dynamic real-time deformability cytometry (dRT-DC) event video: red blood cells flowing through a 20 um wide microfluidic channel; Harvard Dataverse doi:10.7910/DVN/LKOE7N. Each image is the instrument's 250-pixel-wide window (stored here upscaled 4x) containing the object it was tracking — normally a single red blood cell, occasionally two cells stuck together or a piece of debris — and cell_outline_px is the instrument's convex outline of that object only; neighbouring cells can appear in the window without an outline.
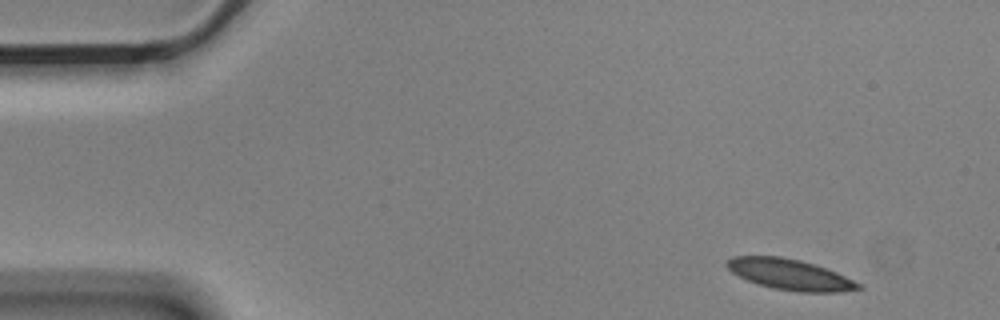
{"species": "Egyptian fruit bat (a non-hibernating species)", "species_latin": "Rousettus aegyptiacus", "temperature_condition": "cold", "stored_images_in_passage": 4, "camera_frame_rate_fps": 3000, "um_per_image_px": 0.085, "animal": {"sex": "male"}, "frame": {"image": 1, "passage_image": 1, "time_ms": 0.0, "image_size_px": [1000, 320], "cell_outline_px": [[864, 288], [840, 292], [800, 292], [772, 288], [748, 280], [732, 272], [724, 264], [732, 256], [780, 256], [800, 260], [816, 264], [836, 272], [864, 284]], "centroid_in_image_um": [67.2, 23.33], "position_along_channel_um": 17.8, "area_um2": 23.64}}
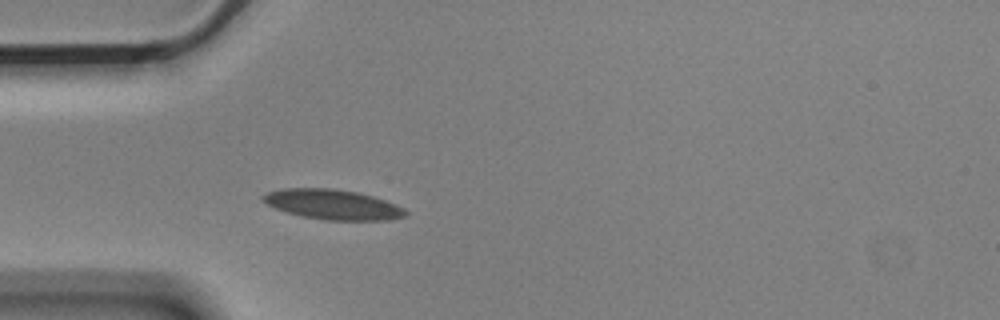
{"frame": {"image": 2, "passage_image": 4, "time_ms": 1.0, "image_size_px": [1000, 320], "cell_outline_px": [[408, 216], [388, 220], [324, 220], [300, 216], [276, 208], [260, 200], [260, 196], [268, 192], [284, 188], [332, 188], [356, 192], [372, 196], [396, 204], [404, 208], [408, 212]], "centroid_in_image_um": [28.29, 17.38], "position_along_channel_um": 56.7, "area_um2": 24.97}}